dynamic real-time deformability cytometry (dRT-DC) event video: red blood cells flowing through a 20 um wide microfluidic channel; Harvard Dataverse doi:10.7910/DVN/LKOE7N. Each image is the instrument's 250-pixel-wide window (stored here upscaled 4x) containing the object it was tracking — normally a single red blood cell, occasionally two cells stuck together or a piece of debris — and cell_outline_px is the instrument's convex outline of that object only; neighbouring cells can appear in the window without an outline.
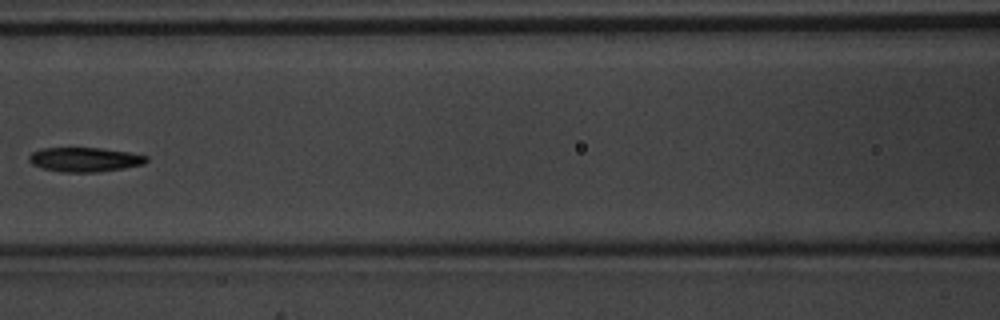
{"species": "common noctule bat (a hibernating species)", "species_latin": "Nyctalus noctula", "temperature_condition": "warm", "stored_images_in_passage": 6, "camera_frame_rate_fps": 3000, "um_per_image_px": 0.085, "animal": {"sex": "male", "body_mass_g": 20.1, "forearm_length_mm": 53.5}, "frame": {"image": 1, "passage_image": 5, "time_ms": 1.333, "image_size_px": [1000, 320], "cell_outline_px": [[148, 160], [144, 164], [124, 168], [96, 172], [64, 172], [40, 168], [32, 164], [28, 160], [28, 156], [32, 152], [40, 148], [100, 148], [128, 152], [148, 156]], "centroid_in_image_um": [7.17, 13.56], "position_along_channel_um": 159.4, "area_um2": 16.7}}
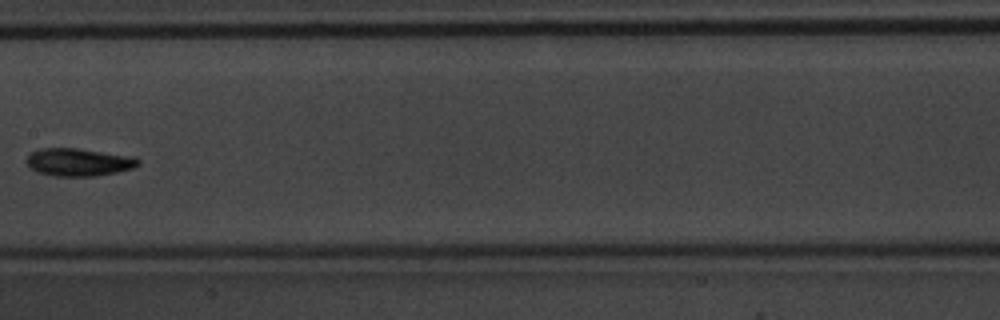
{"frame": {"image": 2, "passage_image": 6, "time_ms": 1.667, "image_size_px": [1000, 320], "cell_outline_px": [[140, 164], [132, 168], [116, 172], [96, 176], [52, 176], [36, 172], [24, 160], [32, 152], [40, 148], [80, 148], [136, 156], [140, 160]], "centroid_in_image_um": [6.71, 13.77], "position_along_channel_um": 200.7, "area_um2": 18.32}}